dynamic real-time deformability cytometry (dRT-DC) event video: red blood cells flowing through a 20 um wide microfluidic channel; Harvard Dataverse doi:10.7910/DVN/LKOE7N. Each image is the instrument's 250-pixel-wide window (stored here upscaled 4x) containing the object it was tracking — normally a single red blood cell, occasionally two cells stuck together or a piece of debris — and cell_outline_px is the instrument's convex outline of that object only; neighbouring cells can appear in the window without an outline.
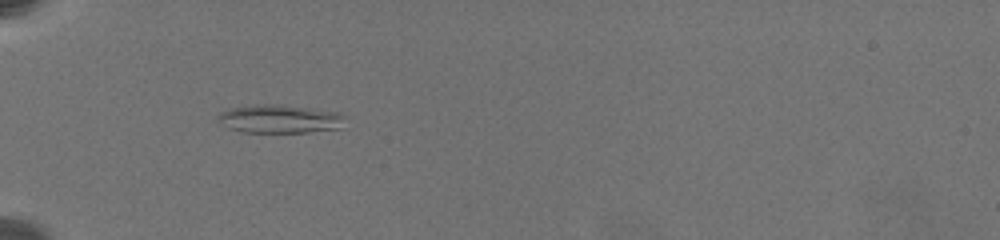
{"species": "common noctule bat (a hibernating species)", "species_latin": "Nyctalus noctula", "temperature_condition": "warm", "stored_images_in_passage": 85, "camera_frame_rate_fps": 3000, "um_per_image_px": 0.085, "animal": {"sex": "female", "body_mass_g": 19.5, "forearm_length_mm": 54.1}, "frame": {"image": 1, "passage_image": 1, "time_ms": 0.0, "image_size_px": [1000, 240], "cell_outline_px": [[344, 128], [308, 132], [240, 132], [228, 128], [220, 124], [216, 116], [220, 112], [228, 108], [256, 104], [280, 104], [340, 112], [344, 116]], "centroid_in_image_um": [23.76, 10.1], "position_along_channel_um": 61.2, "area_um2": 21.44}}
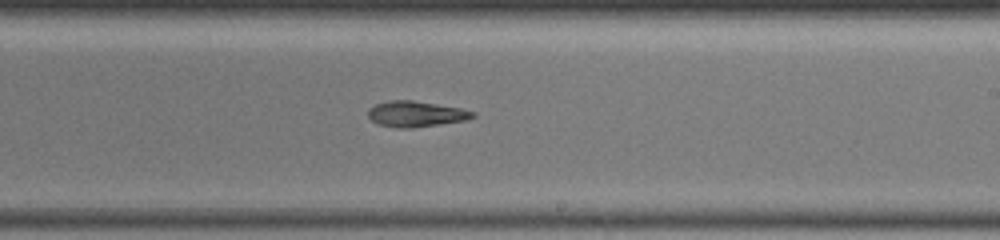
{"frame": {"image": 2, "passage_image": 38, "time_ms": 6.0, "image_size_px": [1000, 240], "cell_outline_px": [[476, 116], [464, 120], [440, 124], [412, 128], [396, 128], [376, 124], [368, 116], [368, 108], [376, 104], [388, 100], [412, 100], [460, 108], [476, 112]], "centroid_in_image_um": [35.31, 9.69], "position_along_channel_um": 253.7, "area_um2": 15.72}}
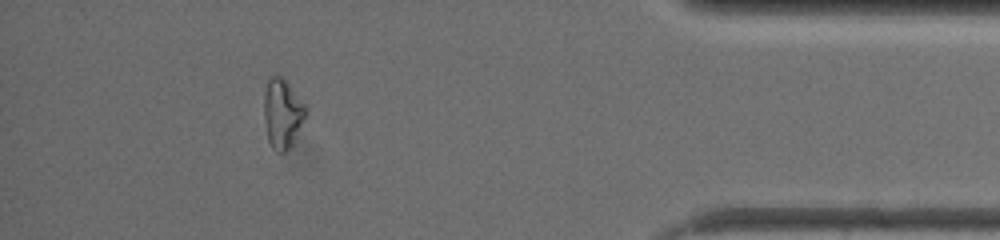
{"frame": {"image": 3, "passage_image": 74, "time_ms": 11.667, "image_size_px": [1000, 240], "cell_outline_px": [[308, 108], [304, 120], [292, 144], [284, 152], [276, 152], [272, 148], [268, 140], [264, 120], [264, 92], [268, 80], [272, 76], [280, 76], [288, 84]], "centroid_in_image_um": [24.0, 9.67], "position_along_channel_um": 411.2, "area_um2": 16.7}, "authors_computed_cell_mechanics": {"area_um2": 16.0106, "velocity_mm_per_s": 3.4436, "shape_relaxation_time_tau1_ms": null, "shape_relaxation_time_tau2_ms": 6.1322, "deformation_change_tau1": null, "deformation_change_tau2": 0.1421}}